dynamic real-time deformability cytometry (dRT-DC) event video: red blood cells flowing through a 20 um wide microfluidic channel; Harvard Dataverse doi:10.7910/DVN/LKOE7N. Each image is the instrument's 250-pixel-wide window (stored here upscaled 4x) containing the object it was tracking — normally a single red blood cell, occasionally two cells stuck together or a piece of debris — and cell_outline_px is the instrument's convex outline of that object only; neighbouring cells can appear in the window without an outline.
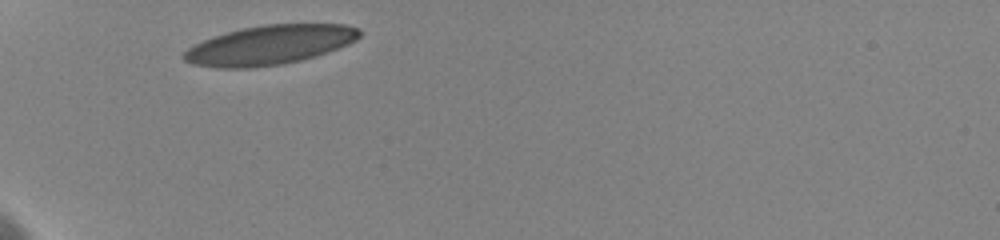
{"species": "human", "species_latin": "Homo sapiens", "temperature_condition": "cold", "stored_images_in_passage": 26, "camera_frame_rate_fps": 3000, "um_per_image_px": 0.085, "donor": {"sex": "female"}, "frame": {"image": 1, "passage_image": 1, "time_ms": 0.0, "image_size_px": [1000, 240], "cell_outline_px": [[360, 36], [356, 40], [348, 44], [328, 52], [316, 56], [284, 64], [248, 68], [216, 68], [192, 64], [184, 60], [180, 56], [188, 48], [212, 36], [240, 28], [264, 24], [348, 24], [356, 28], [360, 32]], "centroid_in_image_um": [22.9, 3.83], "position_along_channel_um": 62.1, "area_um2": 40.4}}
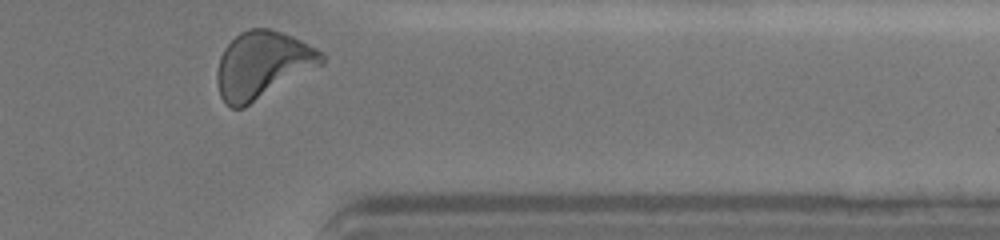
{"frame": {"image": 2, "passage_image": 26, "time_ms": 9.667, "image_size_px": [1000, 240], "cell_outline_px": [[324, 64], [244, 108], [232, 108], [220, 96], [216, 80], [216, 72], [220, 56], [224, 48], [240, 32], [248, 28], [268, 28], [292, 36], [324, 52]], "centroid_in_image_um": [22.31, 5.52], "position_along_channel_um": 389.1, "area_um2": 40.98}, "authors_computed_cell_mechanics": {"area_um2": 39.3618, "velocity_mm_per_s": 3.5702, "shape_relaxation_time_tau1_ms": 3.6389, "shape_relaxation_time_tau2_ms": 0.8146, "deformation_change_tau1": 0.1273, "deformation_change_tau2": 0.0379}}